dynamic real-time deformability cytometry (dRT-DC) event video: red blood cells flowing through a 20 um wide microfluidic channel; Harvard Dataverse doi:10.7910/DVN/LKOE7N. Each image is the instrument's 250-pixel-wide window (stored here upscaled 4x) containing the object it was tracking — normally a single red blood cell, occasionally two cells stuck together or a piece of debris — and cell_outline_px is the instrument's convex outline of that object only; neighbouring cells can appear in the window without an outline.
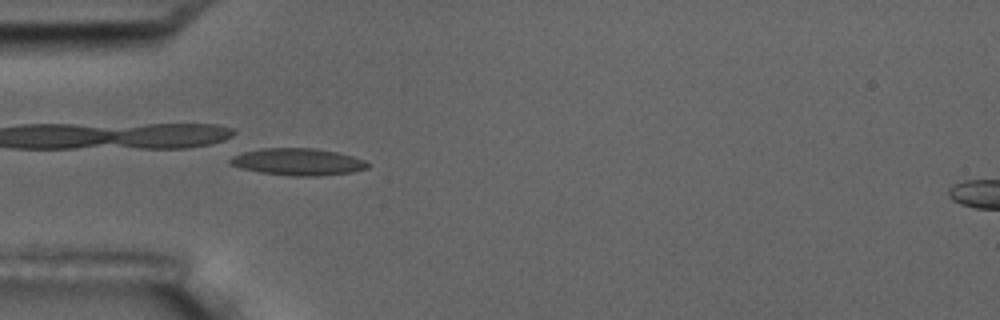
{"species": "common noctule bat (a hibernating species)", "species_latin": "Nyctalus noctula", "temperature_condition": "room temperature", "stored_images_in_passage": 7, "camera_frame_rate_fps": 3000, "um_per_image_px": 0.085, "animal": {"sex": "male", "body_mass_g": 17.5, "forearm_length_mm": 52.3}, "frame": {"image": 1, "passage_image": 4, "time_ms": 3.333, "image_size_px": [1000, 320], "cell_outline_px": [[368, 168], [352, 172], [320, 176], [292, 176], [260, 172], [240, 168], [228, 164], [228, 160], [232, 156], [244, 152], [260, 148], [312, 148], [336, 152], [352, 156], [364, 160], [368, 164]], "centroid_in_image_um": [25.28, 13.76], "position_along_channel_um": 59.7, "area_um2": 21.62}}